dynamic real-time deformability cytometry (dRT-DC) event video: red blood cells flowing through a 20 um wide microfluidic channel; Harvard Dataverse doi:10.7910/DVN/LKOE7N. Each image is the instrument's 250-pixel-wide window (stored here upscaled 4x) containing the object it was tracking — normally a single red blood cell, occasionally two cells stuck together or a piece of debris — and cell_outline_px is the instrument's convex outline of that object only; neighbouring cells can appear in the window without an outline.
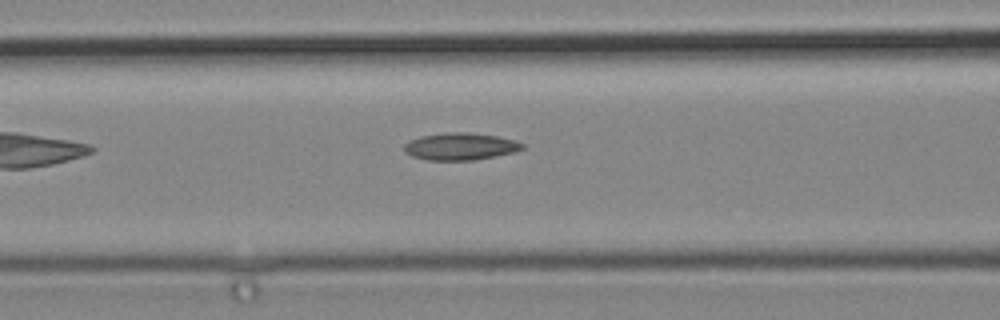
{"species": "common noctule bat (a hibernating species)", "species_latin": "Nyctalus noctula", "temperature_condition": "cold", "stored_images_in_passage": 7, "segment_of_instrument_passage": [1, 2], "camera_frame_rate_fps": 3000, "um_per_image_px": 0.085, "animal": {"sex": "male", "body_mass_g": 19.2, "forearm_length_mm": 51.8}, "frame": {"image": 1, "passage_image": 6, "time_ms": 1.667, "image_size_px": [1000, 320], "cell_outline_px": [[524, 148], [516, 152], [476, 160], [428, 160], [412, 156], [404, 152], [404, 144], [408, 140], [420, 136], [448, 132], [468, 132], [496, 136], [516, 140], [524, 144]], "centroid_in_image_um": [39.13, 12.45], "position_along_channel_um": 127.5, "area_um2": 18.9}}